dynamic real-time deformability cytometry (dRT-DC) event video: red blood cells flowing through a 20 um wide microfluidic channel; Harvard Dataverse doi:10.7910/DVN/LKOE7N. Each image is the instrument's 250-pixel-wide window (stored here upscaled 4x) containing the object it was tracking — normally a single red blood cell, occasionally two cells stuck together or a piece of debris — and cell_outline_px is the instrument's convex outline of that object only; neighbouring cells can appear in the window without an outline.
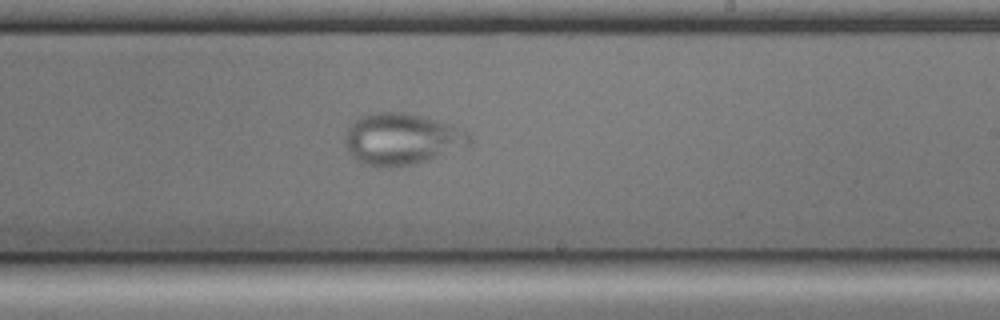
{"species": "common noctule bat (a hibernating species)", "species_latin": "Nyctalus noctula", "temperature_condition": "cold", "stored_images_in_passage": 56, "camera_frame_rate_fps": 3000, "um_per_image_px": 0.085, "animal": {"sex": "male", "body_mass_g": 17.9, "forearm_length_mm": 54.2}, "frame": {"image": 1, "passage_image": 32, "time_ms": 10.333, "image_size_px": [1000, 320], "cell_outline_px": [[472, 144], [428, 160], [412, 164], [392, 168], [388, 168], [364, 164], [356, 160], [348, 152], [344, 144], [344, 136], [348, 124], [364, 112], [404, 112], [420, 116], [448, 124], [468, 132], [472, 140]], "centroid_in_image_um": [34.06, 11.81], "position_along_channel_um": 254.9, "area_um2": 37.69}}